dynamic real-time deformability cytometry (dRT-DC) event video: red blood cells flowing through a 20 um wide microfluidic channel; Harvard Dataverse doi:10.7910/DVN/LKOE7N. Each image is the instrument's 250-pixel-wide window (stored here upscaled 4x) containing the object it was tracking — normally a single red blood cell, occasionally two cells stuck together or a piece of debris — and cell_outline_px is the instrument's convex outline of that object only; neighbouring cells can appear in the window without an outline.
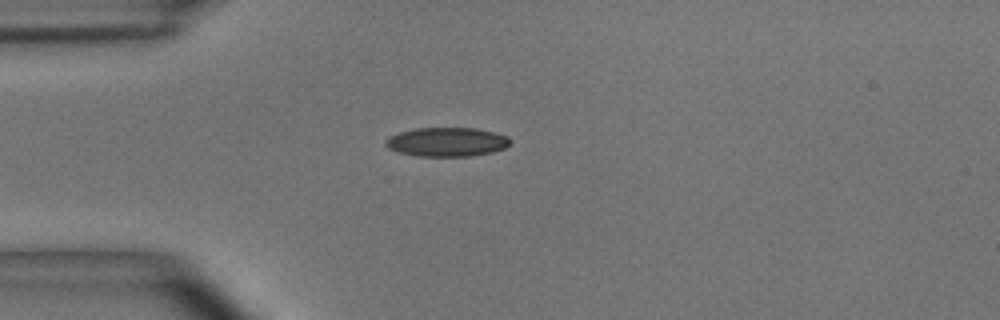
{"species": "common noctule bat (a hibernating species)", "species_latin": "Nyctalus noctula", "temperature_condition": "room temperature", "stored_images_in_passage": 41, "camera_frame_rate_fps": 3000, "um_per_image_px": 0.085, "animal": {"sex": "male", "body_mass_g": 15.6}, "frame": {"image": 1, "passage_image": 1, "time_ms": 0.0, "image_size_px": [1000, 320], "cell_outline_px": [[512, 140], [504, 148], [492, 152], [472, 156], [420, 156], [400, 152], [388, 148], [384, 144], [384, 140], [388, 136], [400, 132], [416, 128], [476, 128], [508, 136]], "centroid_in_image_um": [37.97, 12.06], "position_along_channel_um": 47.0, "area_um2": 21.04}}
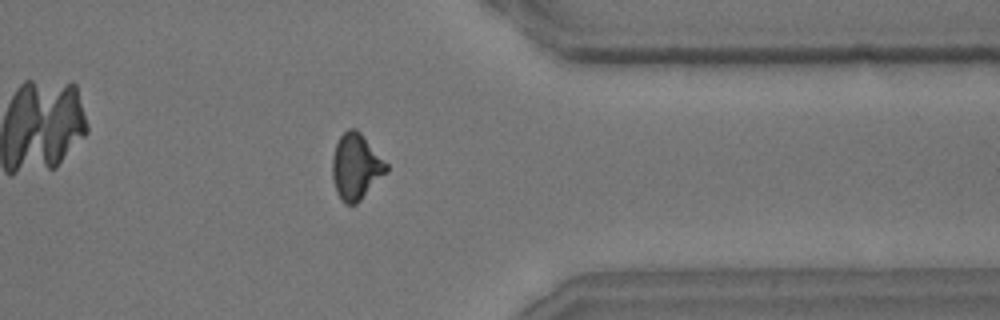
{"frame": {"image": 2, "passage_image": 30, "time_ms": 9.667, "image_size_px": [1000, 320], "cell_outline_px": [[388, 172], [356, 204], [344, 204], [340, 200], [336, 192], [332, 176], [332, 156], [336, 144], [340, 136], [348, 128], [356, 128], [360, 132], [388, 164]], "centroid_in_image_um": [30.25, 14.18], "position_along_channel_um": 381.2, "area_um2": 20.87}}
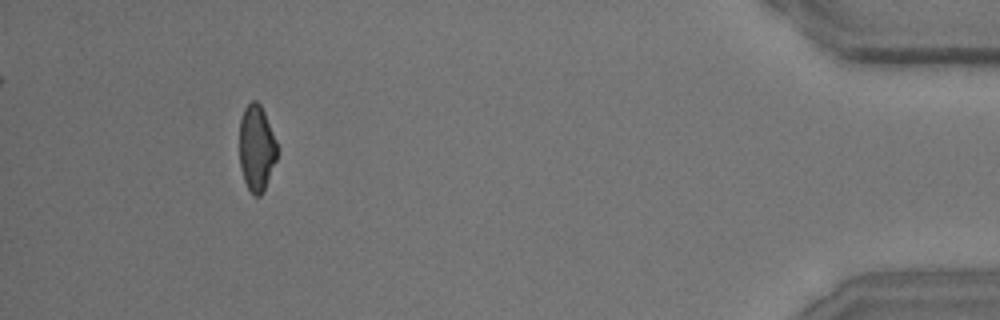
{"frame": {"image": 3, "passage_image": 37, "time_ms": 12.0, "image_size_px": [1000, 320], "cell_outline_px": [[280, 152], [264, 192], [260, 196], [252, 196], [244, 180], [240, 168], [240, 120], [244, 108], [252, 100], [256, 100], [260, 104], [264, 112], [280, 148]], "centroid_in_image_um": [21.84, 12.62], "position_along_channel_um": 413.4, "area_um2": 19.42}, "authors_computed_cell_mechanics": {"area_um2": 20.3456, "velocity_mm_per_s": 3.6844, "shape_relaxation_time_tau1_ms": 4.5625, "shape_relaxation_time_tau2_ms": 2.3923, "deformation_change_tau1": 0.1311, "deformation_change_tau2": 0.0818}}